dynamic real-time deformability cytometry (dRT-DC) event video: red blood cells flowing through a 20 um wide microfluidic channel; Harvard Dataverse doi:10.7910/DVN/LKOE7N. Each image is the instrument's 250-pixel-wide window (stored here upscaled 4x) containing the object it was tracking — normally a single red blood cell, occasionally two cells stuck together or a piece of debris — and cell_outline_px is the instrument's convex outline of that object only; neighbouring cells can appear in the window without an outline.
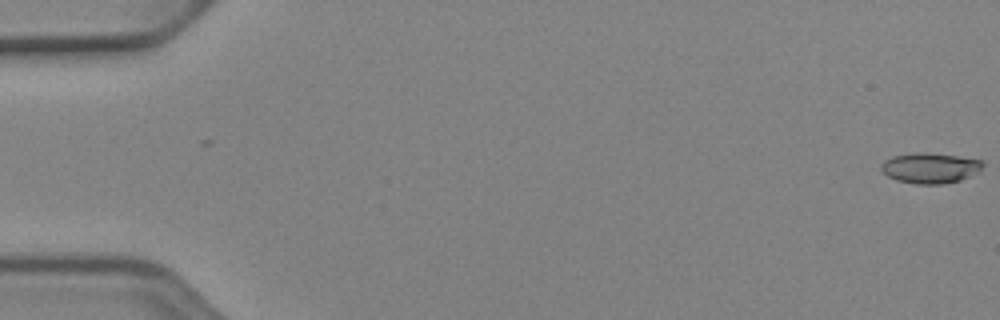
{"species": "Egyptian fruit bat (a non-hibernating species)", "species_latin": "Rousettus aegyptiacus", "temperature_condition": "cold", "stored_images_in_passage": 2, "camera_frame_rate_fps": 3000, "um_per_image_px": 0.085, "animal": {"sex": "female"}, "frame": {"image": 1, "passage_image": 2, "time_ms": 0.333, "image_size_px": [1000, 320], "cell_outline_px": [[984, 164], [980, 172], [960, 180], [944, 184], [916, 184], [896, 180], [888, 176], [880, 168], [880, 164], [884, 160], [892, 156], [916, 152], [924, 152], [956, 156], [980, 160]], "centroid_in_image_um": [79.05, 14.28], "position_along_channel_um": 6.0, "area_um2": 18.09}}